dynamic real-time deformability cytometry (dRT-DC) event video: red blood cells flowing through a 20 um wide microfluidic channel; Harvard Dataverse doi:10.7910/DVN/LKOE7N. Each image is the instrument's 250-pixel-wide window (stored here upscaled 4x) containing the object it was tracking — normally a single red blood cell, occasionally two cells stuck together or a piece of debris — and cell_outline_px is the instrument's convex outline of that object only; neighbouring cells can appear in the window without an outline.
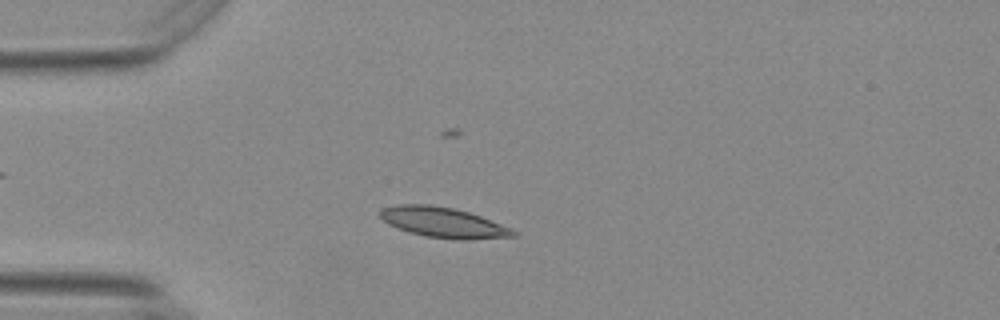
{"species": "Egyptian fruit bat (a non-hibernating species)", "species_latin": "Rousettus aegyptiacus", "temperature_condition": "warm", "stored_images_in_passage": 47, "camera_frame_rate_fps": 3000, "um_per_image_px": 0.085, "animal": {"sex": "female"}, "frame": {"image": 1, "passage_image": 6, "time_ms": 1.667, "image_size_px": [1000, 320], "cell_outline_px": [[516, 236], [472, 240], [456, 240], [424, 236], [408, 232], [388, 224], [380, 216], [380, 208], [396, 204], [428, 204], [452, 208], [468, 212], [480, 216], [512, 228], [516, 232]], "centroid_in_image_um": [37.67, 18.92], "position_along_channel_um": 47.3, "area_um2": 23.64}}
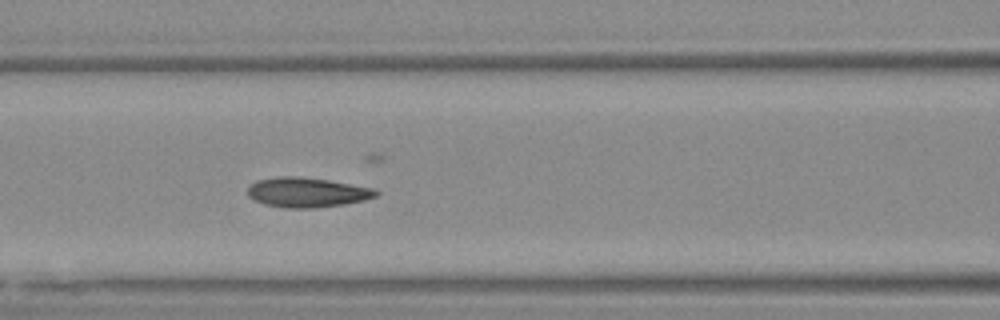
{"frame": {"image": 2, "passage_image": 15, "time_ms": 4.667, "image_size_px": [1000, 320], "cell_outline_px": [[380, 192], [376, 196], [364, 200], [344, 204], [312, 208], [284, 208], [264, 204], [248, 196], [248, 184], [256, 180], [276, 176], [300, 176], [328, 180], [372, 188]], "centroid_in_image_um": [26.05, 16.34], "position_along_channel_um": 140.6, "area_um2": 22.31}}
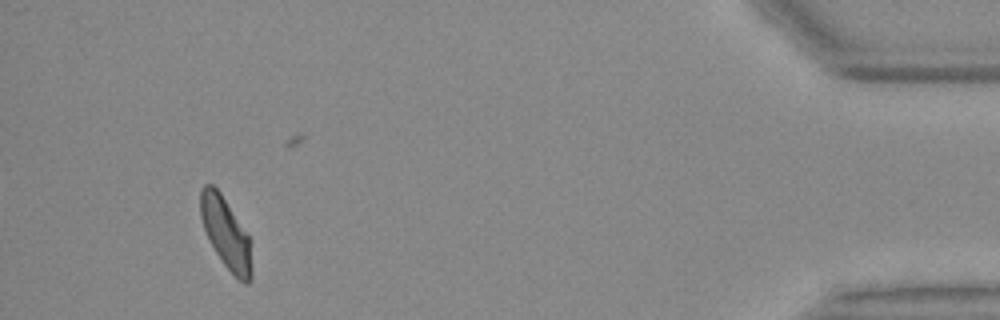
{"frame": {"image": 3, "passage_image": 43, "time_ms": 14.0, "image_size_px": [1000, 320], "cell_outline_px": [[252, 280], [248, 284], [244, 284], [224, 264], [208, 240], [200, 216], [200, 188], [204, 184], [212, 184], [220, 192], [248, 236], [252, 268]], "centroid_in_image_um": [19.17, 19.82], "position_along_channel_um": 416.0, "area_um2": 20.81}, "authors_computed_cell_mechanics": {"area_um2": 21.675, "velocity_mm_per_s": 3.692, "shape_relaxation_time_tau1_ms": 4.4495, "shape_relaxation_time_tau2_ms": 1.532, "deformation_change_tau1": 0.1353, "deformation_change_tau2": 0.0598}}